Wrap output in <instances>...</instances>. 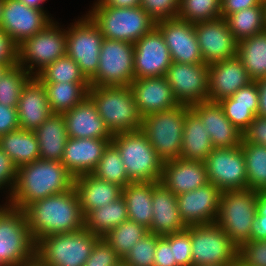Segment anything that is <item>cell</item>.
I'll list each match as a JSON object with an SVG mask.
<instances>
[{
	"label": "cell",
	"instance_id": "1",
	"mask_svg": "<svg viewBox=\"0 0 266 266\" xmlns=\"http://www.w3.org/2000/svg\"><path fill=\"white\" fill-rule=\"evenodd\" d=\"M23 211L36 243L45 236L84 229V215L75 187L32 202Z\"/></svg>",
	"mask_w": 266,
	"mask_h": 266
},
{
	"label": "cell",
	"instance_id": "2",
	"mask_svg": "<svg viewBox=\"0 0 266 266\" xmlns=\"http://www.w3.org/2000/svg\"><path fill=\"white\" fill-rule=\"evenodd\" d=\"M74 187V176L61 161L37 159L18 168L8 205L23 210L28 204Z\"/></svg>",
	"mask_w": 266,
	"mask_h": 266
},
{
	"label": "cell",
	"instance_id": "3",
	"mask_svg": "<svg viewBox=\"0 0 266 266\" xmlns=\"http://www.w3.org/2000/svg\"><path fill=\"white\" fill-rule=\"evenodd\" d=\"M88 97L112 135L141 129L143 117L130 86L90 85Z\"/></svg>",
	"mask_w": 266,
	"mask_h": 266
},
{
	"label": "cell",
	"instance_id": "4",
	"mask_svg": "<svg viewBox=\"0 0 266 266\" xmlns=\"http://www.w3.org/2000/svg\"><path fill=\"white\" fill-rule=\"evenodd\" d=\"M111 142L132 182H161L164 162L141 129L115 134Z\"/></svg>",
	"mask_w": 266,
	"mask_h": 266
},
{
	"label": "cell",
	"instance_id": "5",
	"mask_svg": "<svg viewBox=\"0 0 266 266\" xmlns=\"http://www.w3.org/2000/svg\"><path fill=\"white\" fill-rule=\"evenodd\" d=\"M87 15L98 26L104 38L133 44L156 26V22L141 6H94Z\"/></svg>",
	"mask_w": 266,
	"mask_h": 266
},
{
	"label": "cell",
	"instance_id": "6",
	"mask_svg": "<svg viewBox=\"0 0 266 266\" xmlns=\"http://www.w3.org/2000/svg\"><path fill=\"white\" fill-rule=\"evenodd\" d=\"M258 191L226 190L221 193L216 223L239 247L250 241L251 226L257 213Z\"/></svg>",
	"mask_w": 266,
	"mask_h": 266
},
{
	"label": "cell",
	"instance_id": "7",
	"mask_svg": "<svg viewBox=\"0 0 266 266\" xmlns=\"http://www.w3.org/2000/svg\"><path fill=\"white\" fill-rule=\"evenodd\" d=\"M189 105L149 114L142 119L141 130L163 162L180 158L186 111Z\"/></svg>",
	"mask_w": 266,
	"mask_h": 266
},
{
	"label": "cell",
	"instance_id": "8",
	"mask_svg": "<svg viewBox=\"0 0 266 266\" xmlns=\"http://www.w3.org/2000/svg\"><path fill=\"white\" fill-rule=\"evenodd\" d=\"M36 255L34 241L23 210L0 205V265L16 266Z\"/></svg>",
	"mask_w": 266,
	"mask_h": 266
},
{
	"label": "cell",
	"instance_id": "9",
	"mask_svg": "<svg viewBox=\"0 0 266 266\" xmlns=\"http://www.w3.org/2000/svg\"><path fill=\"white\" fill-rule=\"evenodd\" d=\"M99 238L86 229L45 236L36 243V255L48 266H83Z\"/></svg>",
	"mask_w": 266,
	"mask_h": 266
},
{
	"label": "cell",
	"instance_id": "10",
	"mask_svg": "<svg viewBox=\"0 0 266 266\" xmlns=\"http://www.w3.org/2000/svg\"><path fill=\"white\" fill-rule=\"evenodd\" d=\"M62 30L52 21L43 30L19 44L17 65L31 76H36L47 65L66 55V29ZM34 69L37 70L33 72Z\"/></svg>",
	"mask_w": 266,
	"mask_h": 266
},
{
	"label": "cell",
	"instance_id": "11",
	"mask_svg": "<svg viewBox=\"0 0 266 266\" xmlns=\"http://www.w3.org/2000/svg\"><path fill=\"white\" fill-rule=\"evenodd\" d=\"M192 266L238 263V247L216 223L190 226Z\"/></svg>",
	"mask_w": 266,
	"mask_h": 266
},
{
	"label": "cell",
	"instance_id": "12",
	"mask_svg": "<svg viewBox=\"0 0 266 266\" xmlns=\"http://www.w3.org/2000/svg\"><path fill=\"white\" fill-rule=\"evenodd\" d=\"M133 80L134 44L104 38L98 69L90 85L129 86Z\"/></svg>",
	"mask_w": 266,
	"mask_h": 266
},
{
	"label": "cell",
	"instance_id": "13",
	"mask_svg": "<svg viewBox=\"0 0 266 266\" xmlns=\"http://www.w3.org/2000/svg\"><path fill=\"white\" fill-rule=\"evenodd\" d=\"M76 22L66 30V54L79 65L82 74L90 81L98 69L104 36L88 15Z\"/></svg>",
	"mask_w": 266,
	"mask_h": 266
},
{
	"label": "cell",
	"instance_id": "14",
	"mask_svg": "<svg viewBox=\"0 0 266 266\" xmlns=\"http://www.w3.org/2000/svg\"><path fill=\"white\" fill-rule=\"evenodd\" d=\"M209 183L221 192L247 189V173L241 145L214 148L204 161Z\"/></svg>",
	"mask_w": 266,
	"mask_h": 266
},
{
	"label": "cell",
	"instance_id": "15",
	"mask_svg": "<svg viewBox=\"0 0 266 266\" xmlns=\"http://www.w3.org/2000/svg\"><path fill=\"white\" fill-rule=\"evenodd\" d=\"M208 71L209 65L205 63L172 62L165 78L175 100L189 106L208 101Z\"/></svg>",
	"mask_w": 266,
	"mask_h": 266
},
{
	"label": "cell",
	"instance_id": "16",
	"mask_svg": "<svg viewBox=\"0 0 266 266\" xmlns=\"http://www.w3.org/2000/svg\"><path fill=\"white\" fill-rule=\"evenodd\" d=\"M52 21L43 9L29 7L20 0H4L0 29L18 46Z\"/></svg>",
	"mask_w": 266,
	"mask_h": 266
},
{
	"label": "cell",
	"instance_id": "17",
	"mask_svg": "<svg viewBox=\"0 0 266 266\" xmlns=\"http://www.w3.org/2000/svg\"><path fill=\"white\" fill-rule=\"evenodd\" d=\"M172 62L168 46L156 26L134 43V79L165 76Z\"/></svg>",
	"mask_w": 266,
	"mask_h": 266
},
{
	"label": "cell",
	"instance_id": "18",
	"mask_svg": "<svg viewBox=\"0 0 266 266\" xmlns=\"http://www.w3.org/2000/svg\"><path fill=\"white\" fill-rule=\"evenodd\" d=\"M201 56L210 65L237 56L238 41L224 18L194 24Z\"/></svg>",
	"mask_w": 266,
	"mask_h": 266
},
{
	"label": "cell",
	"instance_id": "19",
	"mask_svg": "<svg viewBox=\"0 0 266 266\" xmlns=\"http://www.w3.org/2000/svg\"><path fill=\"white\" fill-rule=\"evenodd\" d=\"M168 46L173 62L176 63H204L201 56L194 24L172 18L156 23Z\"/></svg>",
	"mask_w": 266,
	"mask_h": 266
},
{
	"label": "cell",
	"instance_id": "20",
	"mask_svg": "<svg viewBox=\"0 0 266 266\" xmlns=\"http://www.w3.org/2000/svg\"><path fill=\"white\" fill-rule=\"evenodd\" d=\"M221 191L212 183L177 195L180 217L186 226L216 221Z\"/></svg>",
	"mask_w": 266,
	"mask_h": 266
},
{
	"label": "cell",
	"instance_id": "21",
	"mask_svg": "<svg viewBox=\"0 0 266 266\" xmlns=\"http://www.w3.org/2000/svg\"><path fill=\"white\" fill-rule=\"evenodd\" d=\"M253 80L247 69L237 57L209 65L208 71V101L219 102L231 97L241 87Z\"/></svg>",
	"mask_w": 266,
	"mask_h": 266
},
{
	"label": "cell",
	"instance_id": "22",
	"mask_svg": "<svg viewBox=\"0 0 266 266\" xmlns=\"http://www.w3.org/2000/svg\"><path fill=\"white\" fill-rule=\"evenodd\" d=\"M208 131L214 148H233L242 143L243 133L225 116L218 102H200L190 106Z\"/></svg>",
	"mask_w": 266,
	"mask_h": 266
},
{
	"label": "cell",
	"instance_id": "23",
	"mask_svg": "<svg viewBox=\"0 0 266 266\" xmlns=\"http://www.w3.org/2000/svg\"><path fill=\"white\" fill-rule=\"evenodd\" d=\"M129 86L142 117L179 105L165 76L134 79Z\"/></svg>",
	"mask_w": 266,
	"mask_h": 266
},
{
	"label": "cell",
	"instance_id": "24",
	"mask_svg": "<svg viewBox=\"0 0 266 266\" xmlns=\"http://www.w3.org/2000/svg\"><path fill=\"white\" fill-rule=\"evenodd\" d=\"M110 142L106 139L68 137L61 162L74 178L91 174Z\"/></svg>",
	"mask_w": 266,
	"mask_h": 266
},
{
	"label": "cell",
	"instance_id": "25",
	"mask_svg": "<svg viewBox=\"0 0 266 266\" xmlns=\"http://www.w3.org/2000/svg\"><path fill=\"white\" fill-rule=\"evenodd\" d=\"M161 182L176 196L209 183L203 161L178 158L163 163Z\"/></svg>",
	"mask_w": 266,
	"mask_h": 266
},
{
	"label": "cell",
	"instance_id": "26",
	"mask_svg": "<svg viewBox=\"0 0 266 266\" xmlns=\"http://www.w3.org/2000/svg\"><path fill=\"white\" fill-rule=\"evenodd\" d=\"M19 128L35 131L52 114L44 84L32 76L22 88L17 105Z\"/></svg>",
	"mask_w": 266,
	"mask_h": 266
},
{
	"label": "cell",
	"instance_id": "27",
	"mask_svg": "<svg viewBox=\"0 0 266 266\" xmlns=\"http://www.w3.org/2000/svg\"><path fill=\"white\" fill-rule=\"evenodd\" d=\"M69 138L112 140L113 135L100 117L96 105L87 97L71 110L62 114Z\"/></svg>",
	"mask_w": 266,
	"mask_h": 266
},
{
	"label": "cell",
	"instance_id": "28",
	"mask_svg": "<svg viewBox=\"0 0 266 266\" xmlns=\"http://www.w3.org/2000/svg\"><path fill=\"white\" fill-rule=\"evenodd\" d=\"M153 218L150 233L165 236L187 228L180 217L177 197L162 182H153Z\"/></svg>",
	"mask_w": 266,
	"mask_h": 266
},
{
	"label": "cell",
	"instance_id": "29",
	"mask_svg": "<svg viewBox=\"0 0 266 266\" xmlns=\"http://www.w3.org/2000/svg\"><path fill=\"white\" fill-rule=\"evenodd\" d=\"M227 119L242 133L258 115L259 87L257 81L241 87L231 97L218 102Z\"/></svg>",
	"mask_w": 266,
	"mask_h": 266
},
{
	"label": "cell",
	"instance_id": "30",
	"mask_svg": "<svg viewBox=\"0 0 266 266\" xmlns=\"http://www.w3.org/2000/svg\"><path fill=\"white\" fill-rule=\"evenodd\" d=\"M74 187L79 196L83 215L89 211L107 206L122 197L123 188L118 184L101 180L92 174L74 178Z\"/></svg>",
	"mask_w": 266,
	"mask_h": 266
},
{
	"label": "cell",
	"instance_id": "31",
	"mask_svg": "<svg viewBox=\"0 0 266 266\" xmlns=\"http://www.w3.org/2000/svg\"><path fill=\"white\" fill-rule=\"evenodd\" d=\"M214 149L208 131L199 117L189 108L186 111L180 158L205 161Z\"/></svg>",
	"mask_w": 266,
	"mask_h": 266
},
{
	"label": "cell",
	"instance_id": "32",
	"mask_svg": "<svg viewBox=\"0 0 266 266\" xmlns=\"http://www.w3.org/2000/svg\"><path fill=\"white\" fill-rule=\"evenodd\" d=\"M42 160L61 161L68 139L62 114H51L35 131Z\"/></svg>",
	"mask_w": 266,
	"mask_h": 266
},
{
	"label": "cell",
	"instance_id": "33",
	"mask_svg": "<svg viewBox=\"0 0 266 266\" xmlns=\"http://www.w3.org/2000/svg\"><path fill=\"white\" fill-rule=\"evenodd\" d=\"M153 182H132L123 188L128 219L150 228L153 218Z\"/></svg>",
	"mask_w": 266,
	"mask_h": 266
},
{
	"label": "cell",
	"instance_id": "34",
	"mask_svg": "<svg viewBox=\"0 0 266 266\" xmlns=\"http://www.w3.org/2000/svg\"><path fill=\"white\" fill-rule=\"evenodd\" d=\"M0 148L19 168L40 159L39 143L34 131L18 129L0 136Z\"/></svg>",
	"mask_w": 266,
	"mask_h": 266
},
{
	"label": "cell",
	"instance_id": "35",
	"mask_svg": "<svg viewBox=\"0 0 266 266\" xmlns=\"http://www.w3.org/2000/svg\"><path fill=\"white\" fill-rule=\"evenodd\" d=\"M50 111L63 114L80 104L88 97L89 82L43 83Z\"/></svg>",
	"mask_w": 266,
	"mask_h": 266
},
{
	"label": "cell",
	"instance_id": "36",
	"mask_svg": "<svg viewBox=\"0 0 266 266\" xmlns=\"http://www.w3.org/2000/svg\"><path fill=\"white\" fill-rule=\"evenodd\" d=\"M128 219L125 199L112 201L107 206L89 211L84 216V229L94 235L104 237L109 231Z\"/></svg>",
	"mask_w": 266,
	"mask_h": 266
},
{
	"label": "cell",
	"instance_id": "37",
	"mask_svg": "<svg viewBox=\"0 0 266 266\" xmlns=\"http://www.w3.org/2000/svg\"><path fill=\"white\" fill-rule=\"evenodd\" d=\"M237 57L253 81L266 77V31L240 40Z\"/></svg>",
	"mask_w": 266,
	"mask_h": 266
},
{
	"label": "cell",
	"instance_id": "38",
	"mask_svg": "<svg viewBox=\"0 0 266 266\" xmlns=\"http://www.w3.org/2000/svg\"><path fill=\"white\" fill-rule=\"evenodd\" d=\"M242 153L247 173V189L266 190V146L242 142Z\"/></svg>",
	"mask_w": 266,
	"mask_h": 266
},
{
	"label": "cell",
	"instance_id": "39",
	"mask_svg": "<svg viewBox=\"0 0 266 266\" xmlns=\"http://www.w3.org/2000/svg\"><path fill=\"white\" fill-rule=\"evenodd\" d=\"M224 19L238 42L265 31L264 6L243 9L226 16Z\"/></svg>",
	"mask_w": 266,
	"mask_h": 266
},
{
	"label": "cell",
	"instance_id": "40",
	"mask_svg": "<svg viewBox=\"0 0 266 266\" xmlns=\"http://www.w3.org/2000/svg\"><path fill=\"white\" fill-rule=\"evenodd\" d=\"M148 233L149 230L145 226L127 219L102 238L123 260L131 248Z\"/></svg>",
	"mask_w": 266,
	"mask_h": 266
},
{
	"label": "cell",
	"instance_id": "41",
	"mask_svg": "<svg viewBox=\"0 0 266 266\" xmlns=\"http://www.w3.org/2000/svg\"><path fill=\"white\" fill-rule=\"evenodd\" d=\"M91 174L101 180L118 184L122 188L132 183L128 178L119 151L112 142L104 150L99 163Z\"/></svg>",
	"mask_w": 266,
	"mask_h": 266
},
{
	"label": "cell",
	"instance_id": "42",
	"mask_svg": "<svg viewBox=\"0 0 266 266\" xmlns=\"http://www.w3.org/2000/svg\"><path fill=\"white\" fill-rule=\"evenodd\" d=\"M36 77L42 83L89 82L82 74L79 65L67 54L47 65Z\"/></svg>",
	"mask_w": 266,
	"mask_h": 266
},
{
	"label": "cell",
	"instance_id": "43",
	"mask_svg": "<svg viewBox=\"0 0 266 266\" xmlns=\"http://www.w3.org/2000/svg\"><path fill=\"white\" fill-rule=\"evenodd\" d=\"M177 18L192 24L222 18L221 0H180Z\"/></svg>",
	"mask_w": 266,
	"mask_h": 266
},
{
	"label": "cell",
	"instance_id": "44",
	"mask_svg": "<svg viewBox=\"0 0 266 266\" xmlns=\"http://www.w3.org/2000/svg\"><path fill=\"white\" fill-rule=\"evenodd\" d=\"M32 76L21 66L10 67L0 79V103L17 108L22 88Z\"/></svg>",
	"mask_w": 266,
	"mask_h": 266
},
{
	"label": "cell",
	"instance_id": "45",
	"mask_svg": "<svg viewBox=\"0 0 266 266\" xmlns=\"http://www.w3.org/2000/svg\"><path fill=\"white\" fill-rule=\"evenodd\" d=\"M161 237L149 232L131 248L122 261L129 266H153L157 242Z\"/></svg>",
	"mask_w": 266,
	"mask_h": 266
},
{
	"label": "cell",
	"instance_id": "46",
	"mask_svg": "<svg viewBox=\"0 0 266 266\" xmlns=\"http://www.w3.org/2000/svg\"><path fill=\"white\" fill-rule=\"evenodd\" d=\"M163 237L170 243L176 265L192 266L190 226L179 233L168 234Z\"/></svg>",
	"mask_w": 266,
	"mask_h": 266
},
{
	"label": "cell",
	"instance_id": "47",
	"mask_svg": "<svg viewBox=\"0 0 266 266\" xmlns=\"http://www.w3.org/2000/svg\"><path fill=\"white\" fill-rule=\"evenodd\" d=\"M238 266H266V240L248 241L238 247Z\"/></svg>",
	"mask_w": 266,
	"mask_h": 266
},
{
	"label": "cell",
	"instance_id": "48",
	"mask_svg": "<svg viewBox=\"0 0 266 266\" xmlns=\"http://www.w3.org/2000/svg\"><path fill=\"white\" fill-rule=\"evenodd\" d=\"M140 6L157 23L177 18L180 0H141Z\"/></svg>",
	"mask_w": 266,
	"mask_h": 266
},
{
	"label": "cell",
	"instance_id": "49",
	"mask_svg": "<svg viewBox=\"0 0 266 266\" xmlns=\"http://www.w3.org/2000/svg\"><path fill=\"white\" fill-rule=\"evenodd\" d=\"M121 261L115 250L100 237L83 266H117Z\"/></svg>",
	"mask_w": 266,
	"mask_h": 266
},
{
	"label": "cell",
	"instance_id": "50",
	"mask_svg": "<svg viewBox=\"0 0 266 266\" xmlns=\"http://www.w3.org/2000/svg\"><path fill=\"white\" fill-rule=\"evenodd\" d=\"M266 240V190L258 191L257 213L251 226L250 241Z\"/></svg>",
	"mask_w": 266,
	"mask_h": 266
},
{
	"label": "cell",
	"instance_id": "51",
	"mask_svg": "<svg viewBox=\"0 0 266 266\" xmlns=\"http://www.w3.org/2000/svg\"><path fill=\"white\" fill-rule=\"evenodd\" d=\"M18 167L14 164L13 160L0 148V188L4 186L9 187V196L15 188L17 180ZM7 184V185H6Z\"/></svg>",
	"mask_w": 266,
	"mask_h": 266
},
{
	"label": "cell",
	"instance_id": "52",
	"mask_svg": "<svg viewBox=\"0 0 266 266\" xmlns=\"http://www.w3.org/2000/svg\"><path fill=\"white\" fill-rule=\"evenodd\" d=\"M242 142H249L266 146V118L256 116L243 132Z\"/></svg>",
	"mask_w": 266,
	"mask_h": 266
},
{
	"label": "cell",
	"instance_id": "53",
	"mask_svg": "<svg viewBox=\"0 0 266 266\" xmlns=\"http://www.w3.org/2000/svg\"><path fill=\"white\" fill-rule=\"evenodd\" d=\"M17 47L15 42L0 29V64L10 67L17 65Z\"/></svg>",
	"mask_w": 266,
	"mask_h": 266
},
{
	"label": "cell",
	"instance_id": "54",
	"mask_svg": "<svg viewBox=\"0 0 266 266\" xmlns=\"http://www.w3.org/2000/svg\"><path fill=\"white\" fill-rule=\"evenodd\" d=\"M19 129L17 108L0 103V136Z\"/></svg>",
	"mask_w": 266,
	"mask_h": 266
},
{
	"label": "cell",
	"instance_id": "55",
	"mask_svg": "<svg viewBox=\"0 0 266 266\" xmlns=\"http://www.w3.org/2000/svg\"><path fill=\"white\" fill-rule=\"evenodd\" d=\"M153 266H177L170 243L163 236L157 242Z\"/></svg>",
	"mask_w": 266,
	"mask_h": 266
},
{
	"label": "cell",
	"instance_id": "56",
	"mask_svg": "<svg viewBox=\"0 0 266 266\" xmlns=\"http://www.w3.org/2000/svg\"><path fill=\"white\" fill-rule=\"evenodd\" d=\"M254 6H264L262 0H221V16H226Z\"/></svg>",
	"mask_w": 266,
	"mask_h": 266
},
{
	"label": "cell",
	"instance_id": "57",
	"mask_svg": "<svg viewBox=\"0 0 266 266\" xmlns=\"http://www.w3.org/2000/svg\"><path fill=\"white\" fill-rule=\"evenodd\" d=\"M141 0H97L94 6H111L117 8H131L140 6Z\"/></svg>",
	"mask_w": 266,
	"mask_h": 266
},
{
	"label": "cell",
	"instance_id": "58",
	"mask_svg": "<svg viewBox=\"0 0 266 266\" xmlns=\"http://www.w3.org/2000/svg\"><path fill=\"white\" fill-rule=\"evenodd\" d=\"M259 87V110L258 115L266 118V77L257 80Z\"/></svg>",
	"mask_w": 266,
	"mask_h": 266
},
{
	"label": "cell",
	"instance_id": "59",
	"mask_svg": "<svg viewBox=\"0 0 266 266\" xmlns=\"http://www.w3.org/2000/svg\"><path fill=\"white\" fill-rule=\"evenodd\" d=\"M16 266H48V265L45 264L37 255H35L29 260L21 262L20 264H17Z\"/></svg>",
	"mask_w": 266,
	"mask_h": 266
},
{
	"label": "cell",
	"instance_id": "60",
	"mask_svg": "<svg viewBox=\"0 0 266 266\" xmlns=\"http://www.w3.org/2000/svg\"><path fill=\"white\" fill-rule=\"evenodd\" d=\"M20 1L29 7H33V8H37V9H44V8H42V4L46 0H20Z\"/></svg>",
	"mask_w": 266,
	"mask_h": 266
},
{
	"label": "cell",
	"instance_id": "61",
	"mask_svg": "<svg viewBox=\"0 0 266 266\" xmlns=\"http://www.w3.org/2000/svg\"><path fill=\"white\" fill-rule=\"evenodd\" d=\"M10 68L9 65L6 64H0V79L2 75Z\"/></svg>",
	"mask_w": 266,
	"mask_h": 266
},
{
	"label": "cell",
	"instance_id": "62",
	"mask_svg": "<svg viewBox=\"0 0 266 266\" xmlns=\"http://www.w3.org/2000/svg\"><path fill=\"white\" fill-rule=\"evenodd\" d=\"M264 5V25H265V31H266V3H263Z\"/></svg>",
	"mask_w": 266,
	"mask_h": 266
},
{
	"label": "cell",
	"instance_id": "63",
	"mask_svg": "<svg viewBox=\"0 0 266 266\" xmlns=\"http://www.w3.org/2000/svg\"><path fill=\"white\" fill-rule=\"evenodd\" d=\"M206 266H238V263H231L226 265H206Z\"/></svg>",
	"mask_w": 266,
	"mask_h": 266
},
{
	"label": "cell",
	"instance_id": "64",
	"mask_svg": "<svg viewBox=\"0 0 266 266\" xmlns=\"http://www.w3.org/2000/svg\"><path fill=\"white\" fill-rule=\"evenodd\" d=\"M3 3H4V0H0V20H1V13H2Z\"/></svg>",
	"mask_w": 266,
	"mask_h": 266
},
{
	"label": "cell",
	"instance_id": "65",
	"mask_svg": "<svg viewBox=\"0 0 266 266\" xmlns=\"http://www.w3.org/2000/svg\"><path fill=\"white\" fill-rule=\"evenodd\" d=\"M117 266H129L126 263H124L123 261H121Z\"/></svg>",
	"mask_w": 266,
	"mask_h": 266
}]
</instances>
